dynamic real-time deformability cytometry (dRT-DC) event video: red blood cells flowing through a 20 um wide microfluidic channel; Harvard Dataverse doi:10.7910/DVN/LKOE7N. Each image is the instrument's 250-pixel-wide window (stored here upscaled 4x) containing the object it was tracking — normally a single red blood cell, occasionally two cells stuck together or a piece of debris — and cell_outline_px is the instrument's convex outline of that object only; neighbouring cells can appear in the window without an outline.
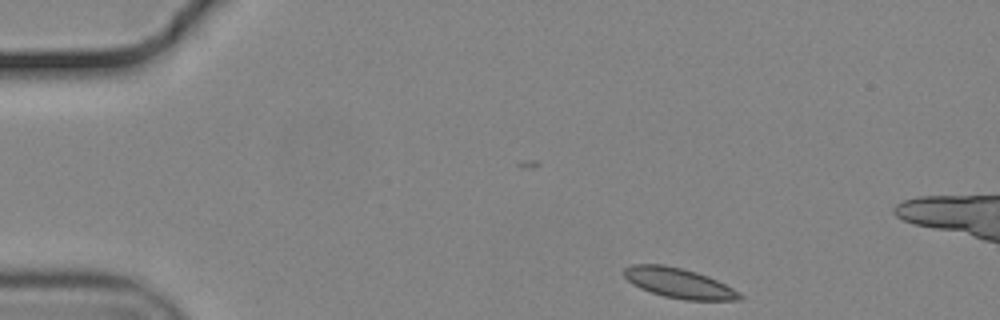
{"species": "common noctule bat (a hibernating species)", "species_latin": "Nyctalus noctula", "temperature_condition": "cold", "stored_images_in_passage": 47, "camera_frame_rate_fps": 3000, "um_per_image_px": 0.085, "animal": {"sex": "male", "body_mass_g": 19.2, "forearm_length_mm": 51.8}, "frame": {"image": 1, "passage_image": 1, "time_ms": 0.0, "image_size_px": [1000, 320], "cell_outline_px": [[744, 296], [740, 300], [684, 300], [664, 296], [640, 288], [632, 284], [624, 276], [624, 268], [632, 264], [664, 264], [696, 272], [708, 276], [740, 292]], "centroid_in_image_um": [57.7, 24.06], "position_along_channel_um": 27.3, "area_um2": 20.11}}
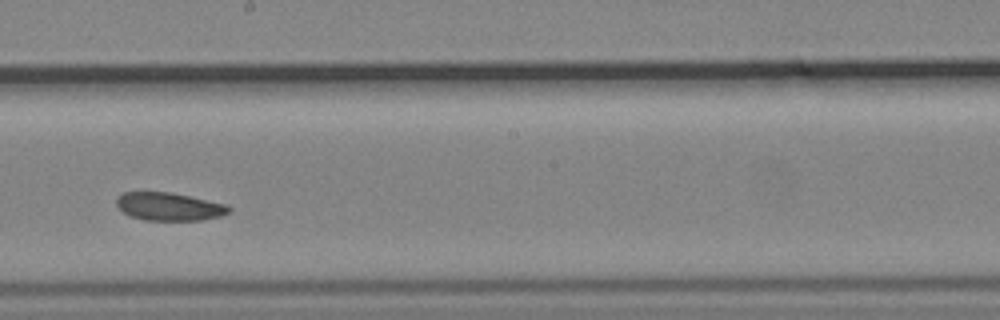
{"frame": {"image": 2, "passage_image": 24, "time_ms": 7.667, "image_size_px": [1000, 320], "cell_outline_px": [[232, 208], [228, 212], [220, 216], [204, 220], [144, 220], [128, 216], [116, 204], [116, 196], [124, 192], [172, 192], [228, 204]], "centroid_in_image_um": [14.38, 17.55], "position_along_channel_um": 233.8, "area_um2": 18.55}}
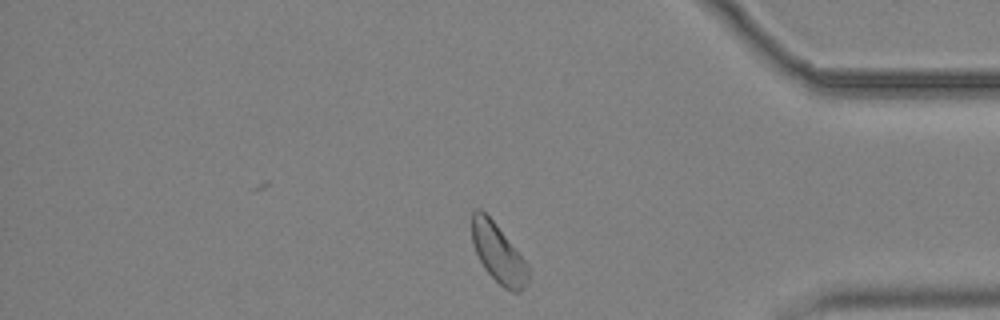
{"frame": {"image": 3, "passage_image": 39, "time_ms": 12.667, "image_size_px": [1000, 320], "cell_outline_px": [[528, 284], [520, 292], [512, 292], [504, 288], [484, 268], [472, 244], [472, 212], [476, 208], [480, 208], [496, 224], [528, 264]], "centroid_in_image_um": [42.35, 21.54], "position_along_channel_um": 392.8, "area_um2": 19.19}, "authors_computed_cell_mechanics": {"area_um2": 19.652, "velocity_mm_per_s": 3.6552, "shape_relaxation_time_tau1_ms": 5.643, "shape_relaxation_time_tau2_ms": 4.2338, "deformation_change_tau1": 0.0965, "deformation_change_tau2": 0.097}}